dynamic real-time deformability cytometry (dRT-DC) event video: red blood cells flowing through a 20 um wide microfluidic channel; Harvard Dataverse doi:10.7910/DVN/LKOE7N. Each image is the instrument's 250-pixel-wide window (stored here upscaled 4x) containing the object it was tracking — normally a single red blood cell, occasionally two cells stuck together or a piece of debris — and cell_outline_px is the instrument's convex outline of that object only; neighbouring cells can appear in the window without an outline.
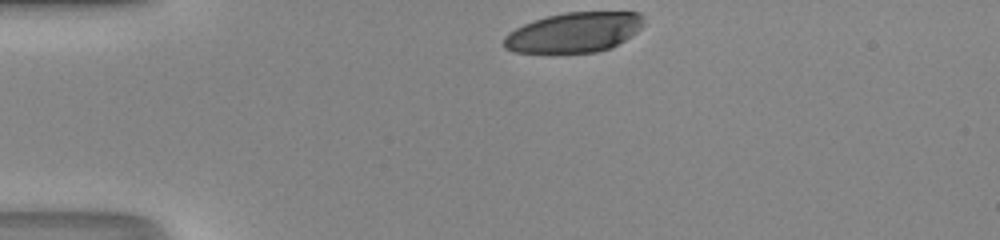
{"species": "human", "species_latin": "Homo sapiens", "temperature_condition": "room temperature", "stored_images_in_passage": 30, "camera_frame_rate_fps": 3000, "um_per_image_px": 0.085, "donor": {"sex": "male"}, "frame": {"image": 1, "passage_image": 1, "time_ms": 0.0, "image_size_px": [1000, 240], "cell_outline_px": [[644, 16], [640, 28], [636, 32], [624, 40], [608, 48], [596, 52], [516, 52], [504, 48], [504, 36], [508, 32], [524, 24], [548, 16], [564, 12], [640, 12]], "centroid_in_image_um": [48.78, 2.74], "position_along_channel_um": 36.2, "area_um2": 32.14}}
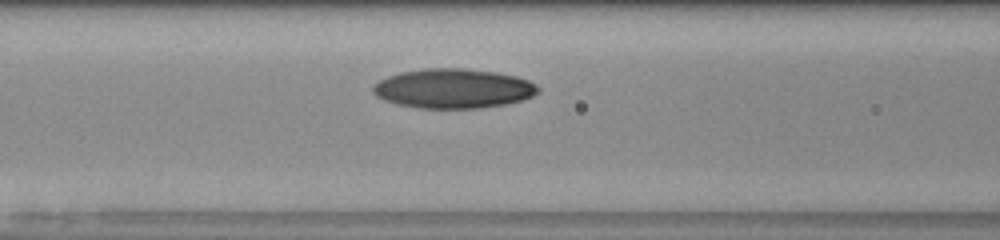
{"frame": {"image": 2, "passage_image": 11, "time_ms": 3.333, "image_size_px": [1000, 240], "cell_outline_px": [[540, 92], [532, 96], [520, 100], [504, 104], [476, 108], [420, 108], [400, 104], [384, 100], [376, 96], [372, 92], [372, 88], [380, 80], [388, 76], [400, 72], [424, 68], [464, 68], [496, 72], [516, 76], [528, 80], [536, 84], [540, 88]], "centroid_in_image_um": [38.54, 7.51], "position_along_channel_um": 128.1, "area_um2": 37.92}}
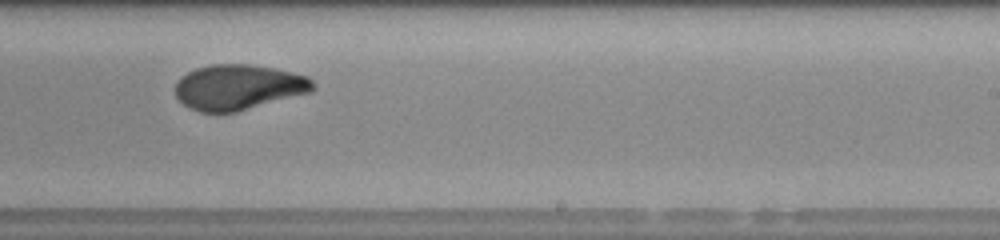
{"frame": {"image": 3, "passage_image": 21, "time_ms": 6.667, "image_size_px": [1000, 240], "cell_outline_px": [[316, 88], [312, 92], [236, 112], [200, 112], [184, 104], [176, 96], [176, 84], [188, 72], [196, 68], [212, 64], [248, 64], [276, 68], [308, 76], [316, 84]], "centroid_in_image_um": [20.33, 7.4], "position_along_channel_um": 268.7, "area_um2": 36.3}, "authors_computed_cell_mechanics": {"area_um2": 36.7897, "velocity_mm_per_s": 4.2375, "shape_relaxation_time_tau1_ms": 6.7031, "shape_relaxation_time_tau2_ms": 1.8397, "deformation_change_tau1": 0.2381, "deformation_change_tau2": 0.0621}}